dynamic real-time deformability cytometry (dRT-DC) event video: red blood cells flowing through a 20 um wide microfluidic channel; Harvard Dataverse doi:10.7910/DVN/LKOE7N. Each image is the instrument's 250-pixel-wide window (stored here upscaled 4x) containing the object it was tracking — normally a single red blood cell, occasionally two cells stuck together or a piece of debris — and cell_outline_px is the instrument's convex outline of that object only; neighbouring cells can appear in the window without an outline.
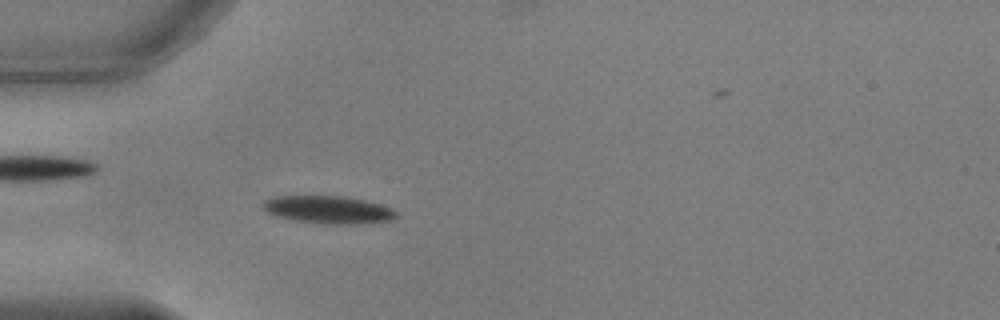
{"species": "common noctule bat (a hibernating species)", "species_latin": "Nyctalus noctula", "temperature_condition": "warm", "stored_images_in_passage": 50, "camera_frame_rate_fps": 3000, "um_per_image_px": 0.085, "animal": {"sex": "male", "body_mass_g": 17.9, "forearm_length_mm": 54.2}, "frame": {"image": 1, "passage_image": 12, "time_ms": 3.667, "image_size_px": [1000, 320], "cell_outline_px": [[396, 216], [388, 220], [352, 224], [324, 224], [292, 220], [276, 216], [268, 212], [260, 204], [264, 200], [272, 196], [344, 196], [364, 200], [380, 204], [396, 212]], "centroid_in_image_um": [27.81, 17.81], "position_along_channel_um": 57.2, "area_um2": 21.33}}
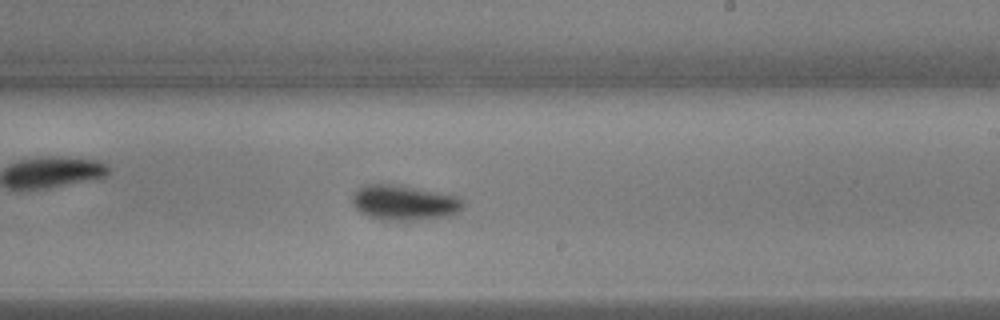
{"frame": {"image": 2, "passage_image": 28, "time_ms": 9.0, "image_size_px": [1000, 320], "cell_outline_px": [[464, 208], [448, 216], [416, 220], [380, 220], [368, 216], [360, 212], [352, 204], [352, 196], [356, 188], [364, 184], [388, 184], [460, 196], [464, 200]], "centroid_in_image_um": [34.33, 17.23], "position_along_channel_um": 254.7, "area_um2": 22.66}}
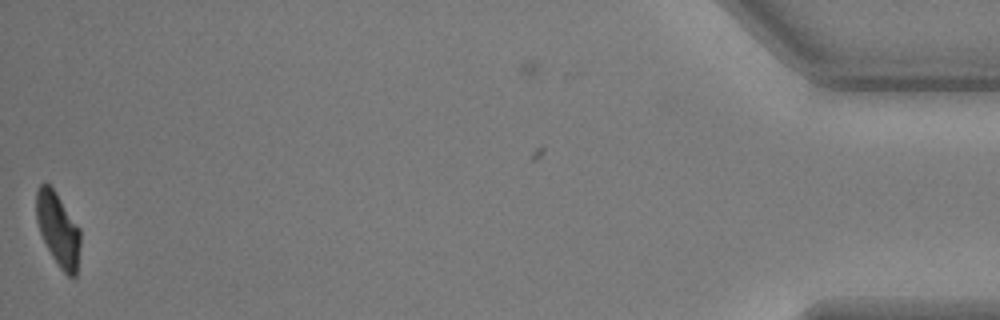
{"frame": {"image": 3, "passage_image": 49, "time_ms": 16.0, "image_size_px": [1000, 320], "cell_outline_px": [[80, 244], [76, 276], [72, 280], [60, 268], [52, 256], [40, 232], [36, 220], [36, 192], [40, 184], [48, 184], [52, 188], [80, 228]], "centroid_in_image_um": [4.94, 19.53], "position_along_channel_um": 430.3, "area_um2": 18.61}, "authors_computed_cell_mechanics": {"area_um2": 20.6635, "velocity_mm_per_s": 3.8025, "shape_relaxation_time_tau1_ms": 2.5263, "shape_relaxation_time_tau2_ms": 3.6095, "deformation_change_tau1": 0.1591, "deformation_change_tau2": 0.0816}}